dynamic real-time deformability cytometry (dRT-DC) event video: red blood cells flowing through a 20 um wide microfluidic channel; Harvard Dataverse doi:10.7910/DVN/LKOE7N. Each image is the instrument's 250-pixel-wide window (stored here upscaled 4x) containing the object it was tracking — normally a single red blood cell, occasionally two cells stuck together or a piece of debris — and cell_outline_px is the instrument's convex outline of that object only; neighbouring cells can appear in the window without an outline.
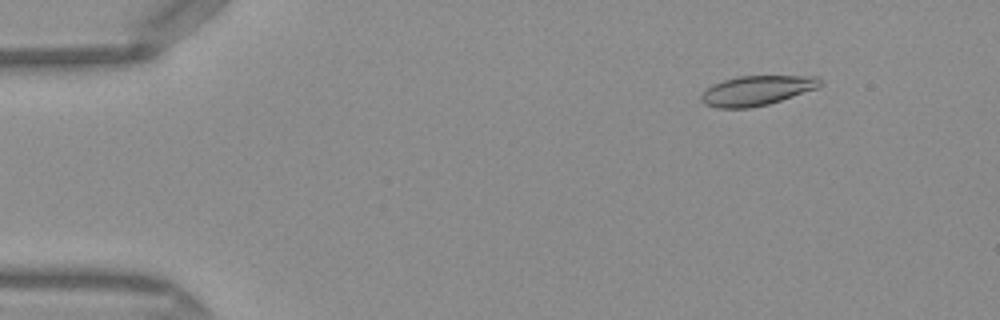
{"species": "Egyptian fruit bat (a non-hibernating species)", "species_latin": "Rousettus aegyptiacus", "temperature_condition": "warm", "stored_images_in_passage": 49, "camera_frame_rate_fps": 3000, "um_per_image_px": 0.085, "frame": {"image": 1, "passage_image": 6, "time_ms": 1.667, "image_size_px": [1000, 320], "cell_outline_px": [[824, 84], [820, 88], [768, 104], [752, 108], [716, 108], [704, 104], [700, 100], [700, 96], [712, 84], [724, 80], [740, 76], [820, 76], [824, 80]], "centroid_in_image_um": [64.39, 7.69], "position_along_channel_um": 20.6, "area_um2": 20.92}}
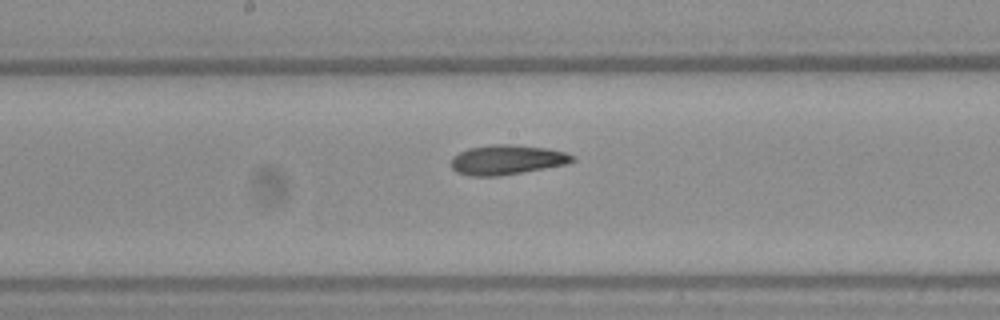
{"frame": {"image": 2, "passage_image": 26, "time_ms": 8.333, "image_size_px": [1000, 320], "cell_outline_px": [[576, 160], [568, 164], [500, 176], [472, 176], [456, 172], [452, 168], [452, 156], [468, 148], [496, 144], [512, 144], [548, 148], [564, 152], [576, 156]], "centroid_in_image_um": [43.12, 13.58], "position_along_channel_um": 205.1, "area_um2": 21.1}}
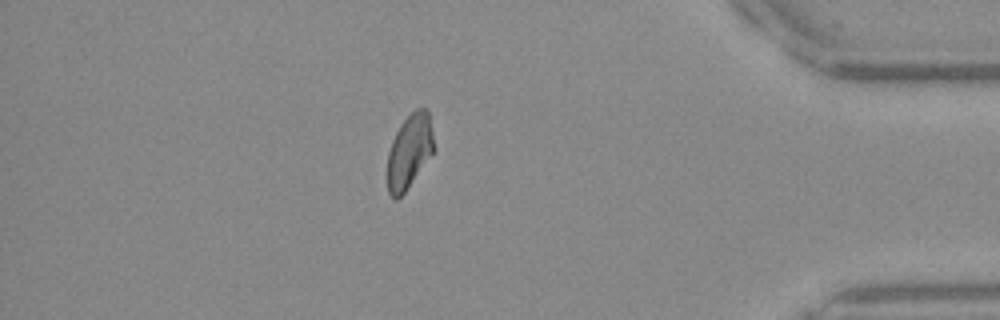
{"frame": {"image": 3, "passage_image": 43, "time_ms": 14.0, "image_size_px": [1000, 320], "cell_outline_px": [[432, 152], [404, 192], [396, 200], [388, 192], [388, 152], [392, 140], [400, 124], [416, 108], [424, 108], [428, 112], [432, 132]], "centroid_in_image_um": [34.76, 12.84], "position_along_channel_um": 400.4, "area_um2": 19.25}, "authors_computed_cell_mechanics": {"area_um2": 20.6346, "velocity_mm_per_s": 4.1064, "shape_relaxation_time_tau1_ms": 6.5751, "shape_relaxation_time_tau2_ms": 2.2102, "deformation_change_tau1": 0.1831, "deformation_change_tau2": 0.0918}}